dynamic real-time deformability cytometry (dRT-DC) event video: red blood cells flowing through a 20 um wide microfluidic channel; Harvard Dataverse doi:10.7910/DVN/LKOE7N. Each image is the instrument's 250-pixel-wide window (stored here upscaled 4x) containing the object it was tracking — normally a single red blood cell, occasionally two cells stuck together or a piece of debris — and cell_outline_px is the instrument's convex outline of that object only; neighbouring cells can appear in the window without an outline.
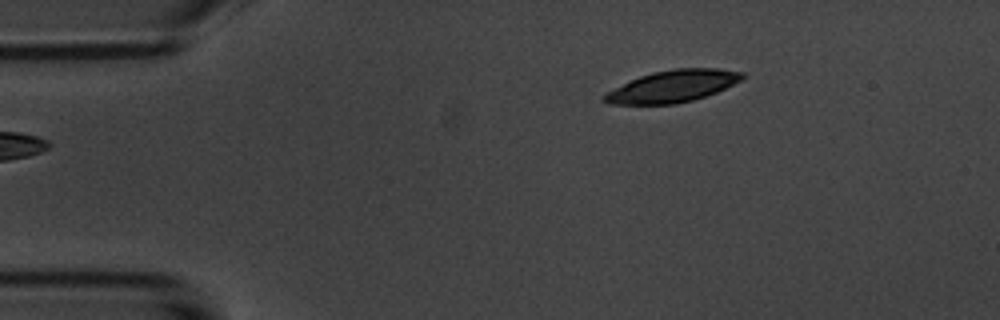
{"species": "common noctule bat (a hibernating species)", "species_latin": "Nyctalus noctula", "temperature_condition": "room temperature", "stored_images_in_passage": 2, "camera_frame_rate_fps": 3000, "um_per_image_px": 0.085, "animal": {"sex": "male", "body_mass_g": 20.1, "forearm_length_mm": 53.5}, "frame": {"image": 1, "passage_image": 2, "time_ms": 2.0, "image_size_px": [1000, 320], "cell_outline_px": [[744, 76], [740, 80], [716, 92], [692, 100], [676, 104], [608, 104], [600, 100], [608, 92], [640, 76], [652, 72], [672, 68], [720, 68], [744, 72]], "centroid_in_image_um": [57.18, 7.32], "position_along_channel_um": 27.8, "area_um2": 25.37}}